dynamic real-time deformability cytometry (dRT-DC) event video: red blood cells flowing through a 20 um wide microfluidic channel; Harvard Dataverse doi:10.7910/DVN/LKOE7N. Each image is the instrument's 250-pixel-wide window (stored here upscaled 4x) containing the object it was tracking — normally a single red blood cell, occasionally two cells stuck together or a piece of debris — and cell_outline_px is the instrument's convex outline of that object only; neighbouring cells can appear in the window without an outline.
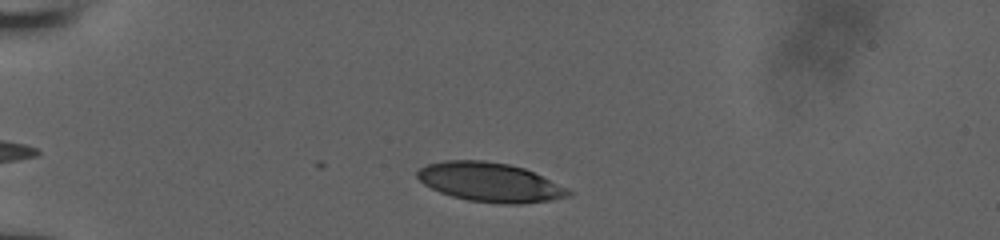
{"species": "human", "species_latin": "Homo sapiens", "temperature_condition": "room temperature", "stored_images_in_passage": 10, "camera_frame_rate_fps": 3000, "um_per_image_px": 0.085, "donor": {"sex": "male"}, "frame": {"image": 1, "passage_image": 4, "time_ms": 1.333, "image_size_px": [1000, 240], "cell_outline_px": [[572, 196], [552, 200], [524, 204], [500, 204], [468, 200], [452, 196], [440, 192], [424, 184], [416, 176], [416, 172], [420, 168], [428, 164], [444, 160], [484, 160], [508, 164], [524, 168], [568, 188], [572, 192]], "centroid_in_image_um": [41.67, 15.5], "position_along_channel_um": 43.3, "area_um2": 34.56}}